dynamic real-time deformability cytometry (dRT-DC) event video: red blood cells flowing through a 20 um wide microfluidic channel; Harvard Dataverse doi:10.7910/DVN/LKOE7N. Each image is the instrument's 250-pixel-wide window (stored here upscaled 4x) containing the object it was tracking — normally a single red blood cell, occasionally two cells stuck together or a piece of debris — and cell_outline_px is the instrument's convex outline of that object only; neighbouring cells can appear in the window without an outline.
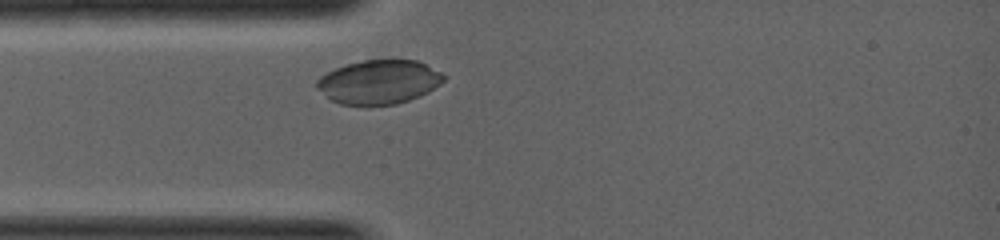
{"species": "common noctule bat (a hibernating species)", "species_latin": "Nyctalus noctula", "temperature_condition": "warm", "stored_images_in_passage": 1, "camera_frame_rate_fps": 5000, "um_per_image_px": 0.085, "animal": {"sex": "female", "body_mass_g": 19.0, "forearm_length_mm": 53.3}, "frame": {"image": 1, "passage_image": 1, "time_ms": 0.0, "image_size_px": [1000, 240], "cell_outline_px": [[444, 80], [440, 84], [420, 96], [396, 104], [364, 108], [340, 104], [332, 100], [316, 88], [316, 80], [320, 76], [336, 68], [348, 64], [364, 60], [416, 60], [440, 72], [444, 76]], "centroid_in_image_um": [32.17, 7.01], "position_along_channel_um": 52.8, "area_um2": 32.77}}